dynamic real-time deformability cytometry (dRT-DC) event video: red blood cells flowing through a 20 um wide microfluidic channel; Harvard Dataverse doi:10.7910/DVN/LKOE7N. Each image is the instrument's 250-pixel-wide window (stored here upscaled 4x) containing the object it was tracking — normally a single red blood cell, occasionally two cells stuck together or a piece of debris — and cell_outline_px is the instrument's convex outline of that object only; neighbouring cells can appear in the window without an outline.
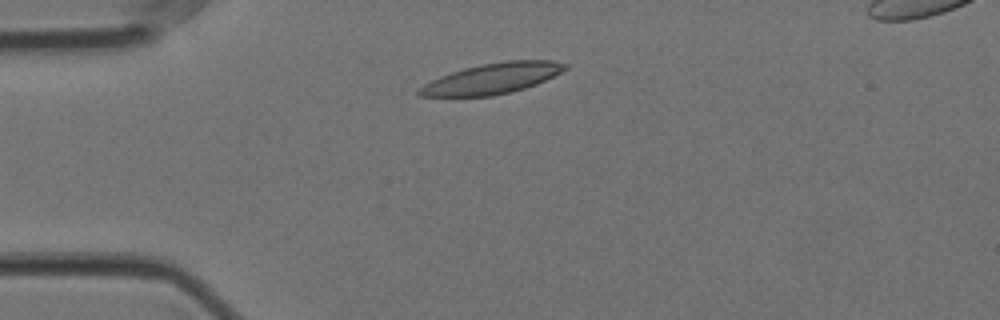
{"species": "Egyptian fruit bat (a non-hibernating species)", "species_latin": "Rousettus aegyptiacus", "temperature_condition": "cold", "stored_images_in_passage": 33, "camera_frame_rate_fps": 3000, "um_per_image_px": 0.085, "animal": {"sex": "female"}, "frame": {"image": 1, "passage_image": 1, "time_ms": 0.0, "image_size_px": [1000, 320], "cell_outline_px": [[568, 68], [536, 84], [512, 92], [492, 96], [420, 96], [416, 92], [424, 84], [440, 76], [464, 68], [484, 64], [508, 60], [552, 60], [568, 64]], "centroid_in_image_um": [41.85, 6.67], "position_along_channel_um": 43.2, "area_um2": 25.72}}
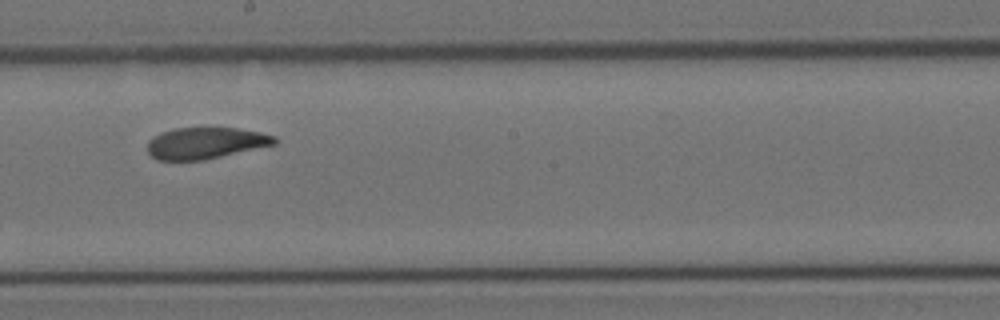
{"frame": {"image": 2, "passage_image": 19, "time_ms": 6.0, "image_size_px": [1000, 320], "cell_outline_px": [[280, 140], [276, 144], [204, 160], [156, 160], [148, 152], [148, 140], [164, 132], [176, 128], [204, 124], [236, 128], [260, 132], [276, 136]], "centroid_in_image_um": [17.51, 12.11], "position_along_channel_um": 230.7, "area_um2": 24.04}}
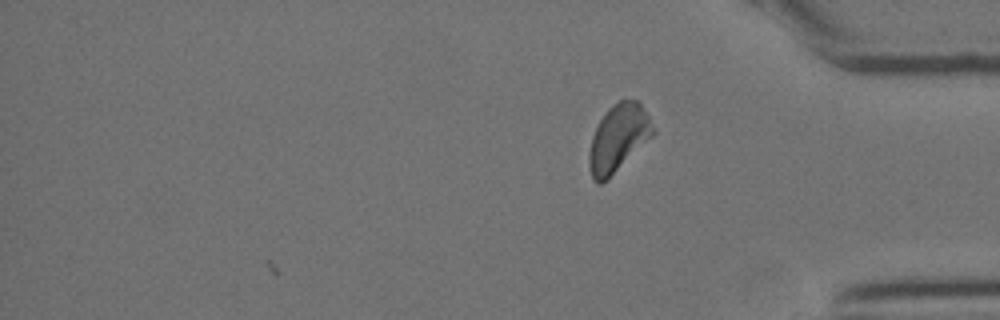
{"frame": {"image": 3, "passage_image": 33, "time_ms": 10.667, "image_size_px": [1000, 320], "cell_outline_px": [[656, 132], [652, 136], [600, 184], [596, 184], [592, 180], [588, 164], [588, 156], [592, 136], [600, 120], [608, 108], [612, 104], [620, 100], [640, 100]], "centroid_in_image_um": [52.53, 11.7], "position_along_channel_um": 382.7, "area_um2": 24.51}, "authors_computed_cell_mechanics": {"area_um2": 24.7384, "velocity_mm_per_s": 3.4964, "shape_relaxation_time_tau1_ms": 5.4709, "shape_relaxation_time_tau2_ms": 1.7316, "deformation_change_tau1": 0.154, "deformation_change_tau2": 0.0721}}